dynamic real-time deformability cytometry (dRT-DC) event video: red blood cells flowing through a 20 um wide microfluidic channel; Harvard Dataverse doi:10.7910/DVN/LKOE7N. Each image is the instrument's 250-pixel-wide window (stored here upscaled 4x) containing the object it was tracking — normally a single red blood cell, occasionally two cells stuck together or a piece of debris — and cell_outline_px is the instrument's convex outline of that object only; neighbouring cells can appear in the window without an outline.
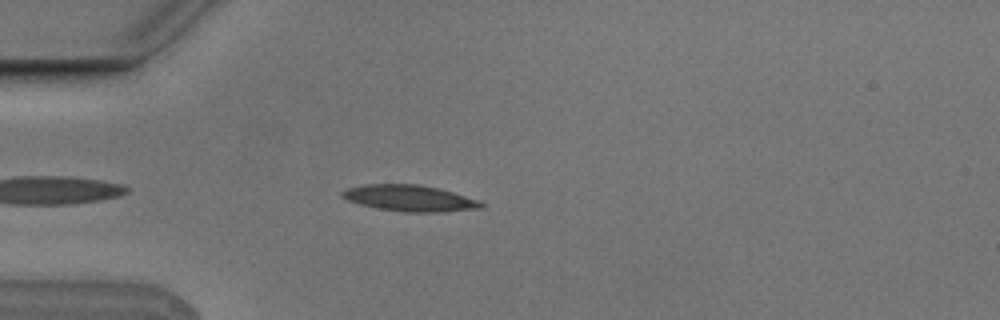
{"species": "Egyptian fruit bat (a non-hibernating species)", "species_latin": "Rousettus aegyptiacus", "temperature_condition": "cold", "stored_images_in_passage": 3, "camera_frame_rate_fps": 3000, "um_per_image_px": 0.085, "animal": {"sex": "male"}, "frame": {"image": 1, "passage_image": 3, "time_ms": 0.667, "image_size_px": [1000, 320], "cell_outline_px": [[484, 208], [440, 212], [404, 212], [376, 208], [360, 204], [348, 200], [340, 196], [340, 192], [348, 188], [364, 184], [420, 184], [452, 192], [476, 200], [484, 204]], "centroid_in_image_um": [34.78, 16.85], "position_along_channel_um": 50.2, "area_um2": 21.1}}